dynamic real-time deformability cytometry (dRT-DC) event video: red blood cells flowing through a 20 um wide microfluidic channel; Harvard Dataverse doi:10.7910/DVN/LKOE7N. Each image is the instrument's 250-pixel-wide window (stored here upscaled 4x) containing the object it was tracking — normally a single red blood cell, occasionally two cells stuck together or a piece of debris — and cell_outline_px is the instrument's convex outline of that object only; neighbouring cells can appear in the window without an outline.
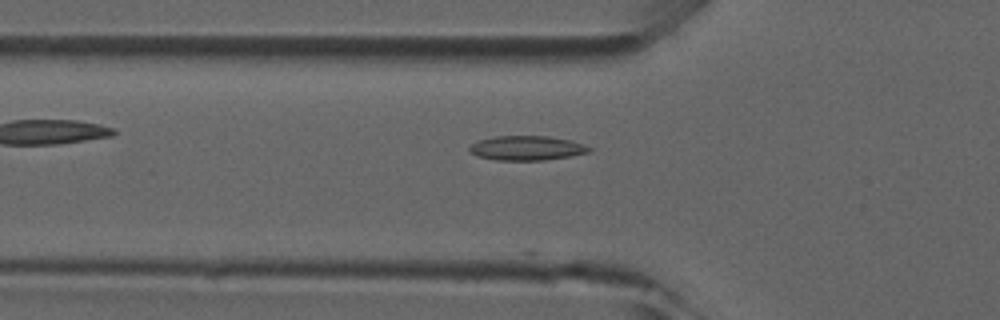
{"species": "common noctule bat (a hibernating species)", "species_latin": "Nyctalus noctula", "temperature_condition": "room temperature", "stored_images_in_passage": 9, "camera_frame_rate_fps": 3000, "um_per_image_px": 0.085, "animal": {"sex": "male", "forearm_length_mm": 52.5}, "frame": {"image": 1, "passage_image": 3, "time_ms": 0.667, "image_size_px": [1000, 320], "cell_outline_px": [[592, 148], [588, 152], [568, 156], [544, 160], [496, 160], [476, 156], [468, 152], [468, 148], [472, 144], [480, 140], [496, 136], [548, 136], [568, 140], [584, 144]], "centroid_in_image_um": [44.72, 12.59], "position_along_channel_um": 81.1, "area_um2": 16.94}}
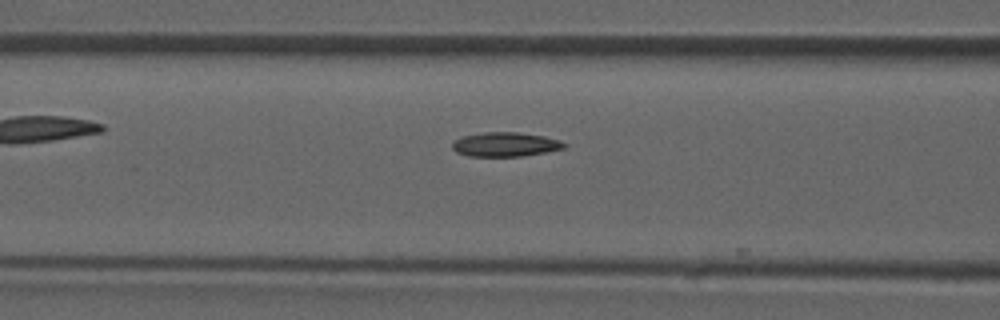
{"frame": {"image": 2, "passage_image": 6, "time_ms": 1.667, "image_size_px": [1000, 320], "cell_outline_px": [[568, 144], [564, 148], [524, 156], [468, 156], [456, 152], [452, 148], [452, 144], [456, 140], [464, 136], [484, 132], [516, 132], [544, 136], [560, 140]], "centroid_in_image_um": [42.97, 12.28], "position_along_channel_um": 123.6, "area_um2": 15.72}}